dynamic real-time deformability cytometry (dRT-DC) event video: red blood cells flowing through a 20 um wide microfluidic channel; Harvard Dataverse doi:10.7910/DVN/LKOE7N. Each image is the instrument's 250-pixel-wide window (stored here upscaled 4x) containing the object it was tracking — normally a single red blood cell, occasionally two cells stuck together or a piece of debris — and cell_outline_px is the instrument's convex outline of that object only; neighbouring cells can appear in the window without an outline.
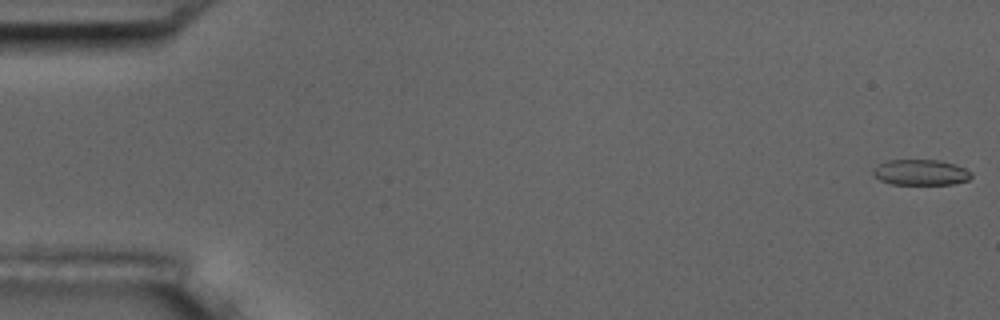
{"species": "common noctule bat (a hibernating species)", "species_latin": "Nyctalus noctula", "temperature_condition": "room temperature", "stored_images_in_passage": 5, "camera_frame_rate_fps": 3000, "um_per_image_px": 0.085, "animal": {"sex": "male", "body_mass_g": 17.5, "forearm_length_mm": 52.3}, "frame": {"image": 1, "passage_image": 1, "time_ms": 0.0, "image_size_px": [1000, 320], "cell_outline_px": [[972, 176], [968, 180], [952, 184], [892, 184], [880, 180], [872, 176], [872, 172], [880, 164], [888, 160], [940, 160], [956, 164], [972, 172]], "centroid_in_image_um": [78.28, 14.65], "position_along_channel_um": 6.7, "area_um2": 14.68}}
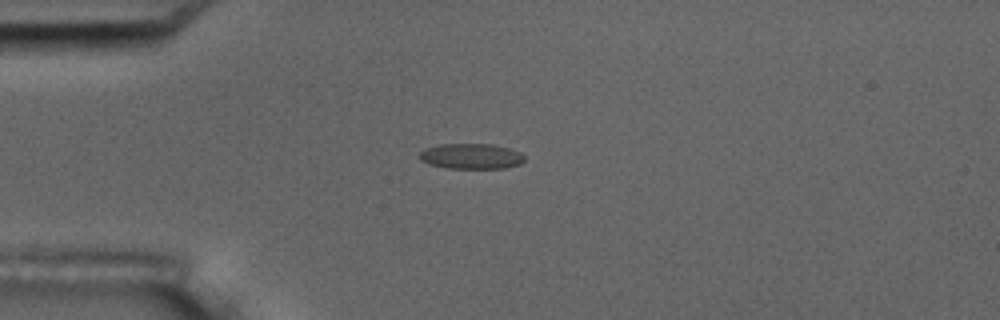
{"frame": {"image": 2, "passage_image": 5, "time_ms": 4.667, "image_size_px": [1000, 320], "cell_outline_px": [[524, 160], [520, 164], [504, 168], [448, 168], [428, 164], [420, 160], [420, 152], [424, 148], [440, 144], [492, 144], [508, 148], [520, 152], [524, 156]], "centroid_in_image_um": [40.03, 13.28], "position_along_channel_um": 45.0, "area_um2": 15.55}}